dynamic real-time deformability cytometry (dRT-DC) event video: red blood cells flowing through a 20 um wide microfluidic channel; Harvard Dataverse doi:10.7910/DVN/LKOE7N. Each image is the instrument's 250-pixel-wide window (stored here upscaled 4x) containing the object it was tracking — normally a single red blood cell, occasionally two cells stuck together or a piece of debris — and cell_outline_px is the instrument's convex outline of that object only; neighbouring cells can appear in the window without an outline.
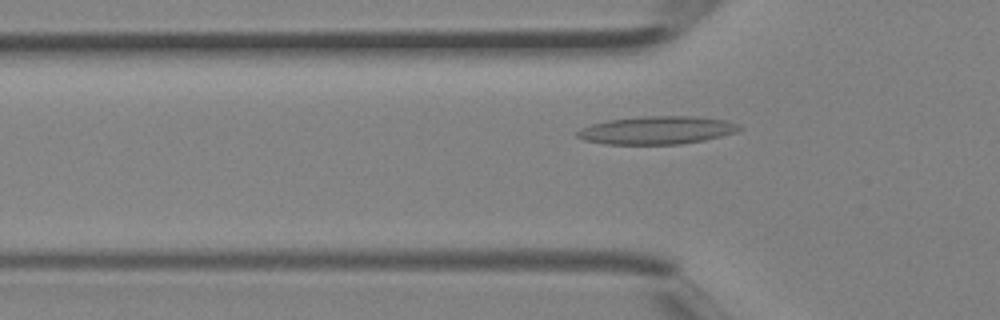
{"species": "Egyptian fruit bat (a non-hibernating species)", "species_latin": "Rousettus aegyptiacus", "temperature_condition": "room temperature", "stored_images_in_passage": 3, "segment_of_instrument_passage": [2, 2], "camera_frame_rate_fps": 3000, "um_per_image_px": 0.085, "animal": {"sex": "female"}, "frame": {"image": 1, "passage_image": 3, "time_ms": 0.667, "image_size_px": [1000, 320], "cell_outline_px": [[744, 128], [736, 132], [704, 140], [680, 144], [604, 144], [584, 140], [576, 136], [576, 132], [580, 128], [592, 124], [608, 120], [640, 116], [692, 116], [728, 120]], "centroid_in_image_um": [55.82, 11.06], "position_along_channel_um": 70.0, "area_um2": 26.47}}